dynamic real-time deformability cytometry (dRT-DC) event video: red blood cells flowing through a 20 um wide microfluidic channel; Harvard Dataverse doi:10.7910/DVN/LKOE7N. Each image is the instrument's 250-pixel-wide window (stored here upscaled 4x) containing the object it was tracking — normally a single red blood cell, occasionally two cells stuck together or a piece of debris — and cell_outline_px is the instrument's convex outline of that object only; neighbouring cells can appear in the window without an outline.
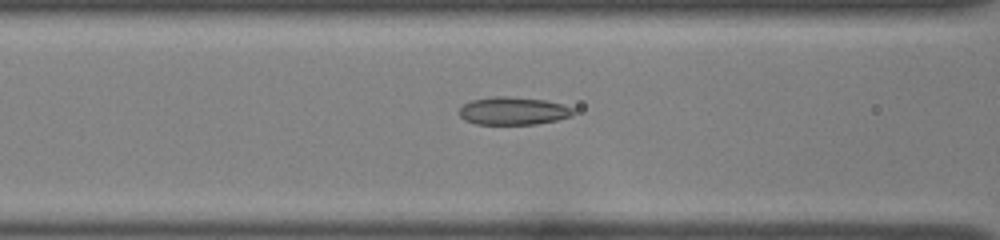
{"species": "common noctule bat (a hibernating species)", "species_latin": "Nyctalus noctula", "temperature_condition": "room temperature", "stored_images_in_passage": 45, "camera_frame_rate_fps": 3000, "um_per_image_px": 0.085, "animal": {"sex": "female", "body_mass_g": 22.0, "forearm_length_mm": 56.7}, "frame": {"image": 1, "passage_image": 21, "time_ms": 6.667, "image_size_px": [1000, 240], "cell_outline_px": [[572, 116], [556, 120], [536, 124], [476, 124], [464, 120], [460, 116], [460, 108], [464, 104], [472, 100], [492, 96], [508, 96], [544, 100], [564, 104], [572, 108]], "centroid_in_image_um": [43.61, 9.42], "position_along_channel_um": 123.0, "area_um2": 18.44}}
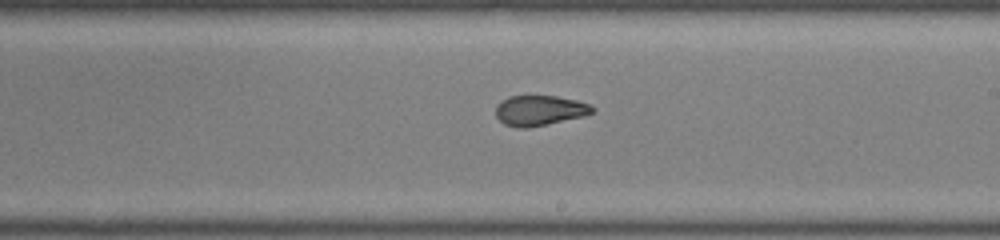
{"frame": {"image": 2, "passage_image": 30, "time_ms": 9.667, "image_size_px": [1000, 240], "cell_outline_px": [[596, 108], [592, 112], [584, 116], [548, 124], [528, 128], [516, 128], [504, 124], [496, 116], [496, 104], [500, 100], [508, 96], [556, 96], [576, 100], [588, 104]], "centroid_in_image_um": [45.83, 9.39], "position_along_channel_um": 243.2, "area_um2": 17.11}}
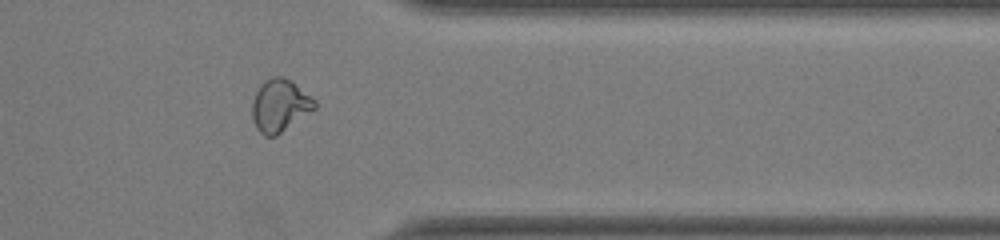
{"frame": {"image": 3, "passage_image": 41, "time_ms": 13.333, "image_size_px": [1000, 240], "cell_outline_px": [[316, 108], [276, 136], [264, 136], [256, 128], [252, 120], [252, 100], [260, 84], [264, 80], [272, 76], [284, 76], [292, 80], [316, 100]], "centroid_in_image_um": [23.78, 8.95], "position_along_channel_um": 387.6, "area_um2": 19.36}}